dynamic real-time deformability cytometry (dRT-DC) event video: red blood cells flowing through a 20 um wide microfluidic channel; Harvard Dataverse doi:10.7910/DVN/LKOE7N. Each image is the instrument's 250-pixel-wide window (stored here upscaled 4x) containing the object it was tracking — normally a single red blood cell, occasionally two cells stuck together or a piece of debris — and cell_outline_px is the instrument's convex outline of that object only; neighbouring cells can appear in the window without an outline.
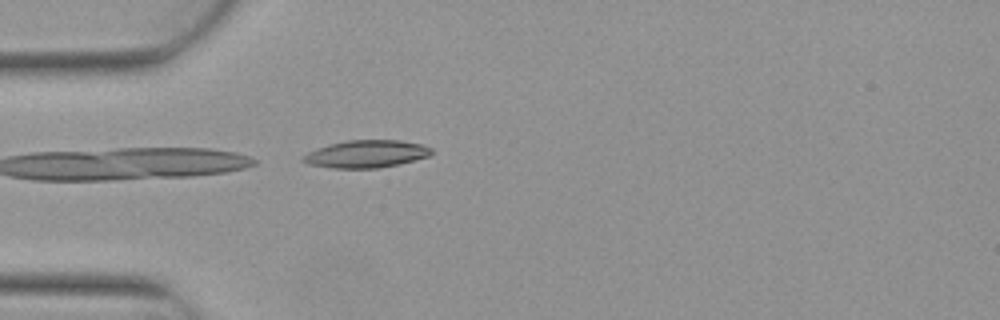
{"species": "Egyptian fruit bat (a non-hibernating species)", "species_latin": "Rousettus aegyptiacus", "temperature_condition": "warm", "stored_images_in_passage": 1, "camera_frame_rate_fps": 3000, "um_per_image_px": 0.085, "animal": {"sex": "female"}, "frame": {"image": 1, "passage_image": 1, "time_ms": 0.0, "image_size_px": [1000, 320], "cell_outline_px": [[432, 152], [428, 156], [400, 164], [376, 168], [332, 168], [308, 164], [300, 160], [300, 156], [308, 152], [328, 144], [348, 140], [400, 140], [420, 144], [432, 148]], "centroid_in_image_um": [31.09, 13.08], "position_along_channel_um": 53.9, "area_um2": 20.58}}